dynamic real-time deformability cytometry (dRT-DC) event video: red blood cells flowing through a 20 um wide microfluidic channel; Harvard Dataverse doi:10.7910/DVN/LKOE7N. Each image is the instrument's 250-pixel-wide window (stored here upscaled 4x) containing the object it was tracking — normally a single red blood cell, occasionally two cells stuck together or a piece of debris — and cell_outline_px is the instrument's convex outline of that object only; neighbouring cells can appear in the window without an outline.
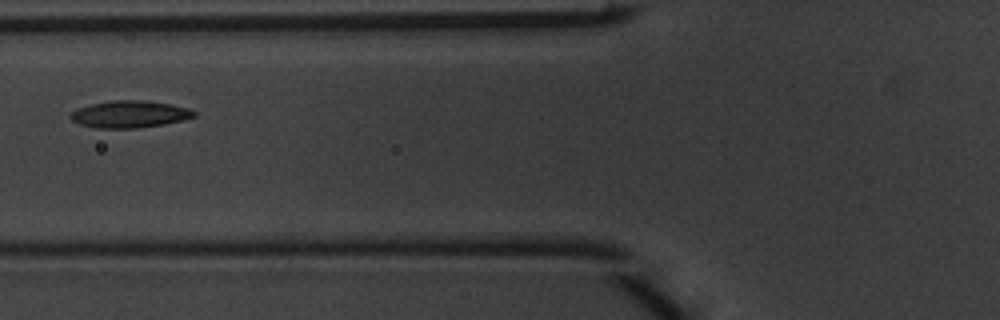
{"species": "common noctule bat (a hibernating species)", "species_latin": "Nyctalus noctula", "temperature_condition": "warm", "stored_images_in_passage": 2, "camera_frame_rate_fps": 3000, "um_per_image_px": 0.085, "animal": {"sex": "male", "body_mass_g": 20.1, "forearm_length_mm": 53.5}, "frame": {"image": 1, "passage_image": 2, "time_ms": 0.333, "image_size_px": [1000, 320], "cell_outline_px": [[196, 116], [184, 120], [164, 124], [136, 128], [96, 128], [80, 124], [72, 120], [68, 116], [76, 108], [92, 104], [112, 100], [144, 100], [172, 104], [188, 108], [196, 112]], "centroid_in_image_um": [11.03, 9.7], "position_along_channel_um": 114.8, "area_um2": 19.54}}